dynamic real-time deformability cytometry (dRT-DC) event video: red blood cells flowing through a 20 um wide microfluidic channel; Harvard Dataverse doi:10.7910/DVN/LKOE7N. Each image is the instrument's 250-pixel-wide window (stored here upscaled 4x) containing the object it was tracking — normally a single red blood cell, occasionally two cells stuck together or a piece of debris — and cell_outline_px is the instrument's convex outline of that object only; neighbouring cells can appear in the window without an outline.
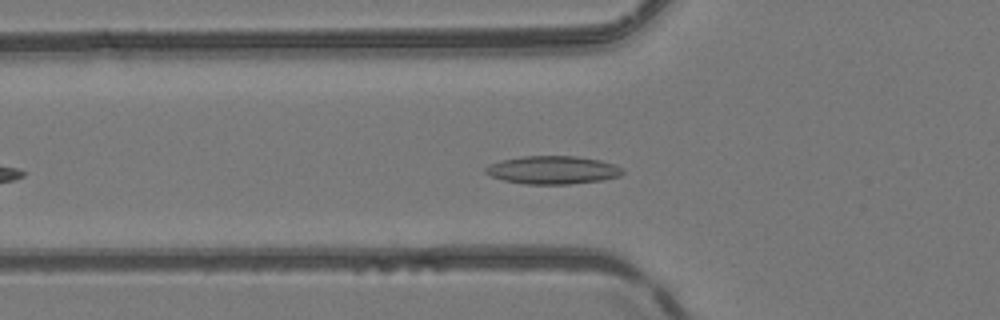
{"species": "common noctule bat (a hibernating species)", "species_latin": "Nyctalus noctula", "temperature_condition": "room temperature", "stored_images_in_passage": 39, "camera_frame_rate_fps": 3000, "um_per_image_px": 0.085, "animal": {"sex": "female", "body_mass_g": 24.6, "forearm_length_mm": 56.2}, "frame": {"image": 1, "passage_image": 9, "time_ms": 2.667, "image_size_px": [1000, 320], "cell_outline_px": [[624, 172], [620, 176], [600, 180], [568, 184], [524, 184], [504, 180], [492, 176], [484, 172], [484, 168], [488, 164], [500, 160], [520, 156], [576, 156], [600, 160], [616, 164], [624, 168]], "centroid_in_image_um": [46.98, 14.44], "position_along_channel_um": 78.8, "area_um2": 22.6}}
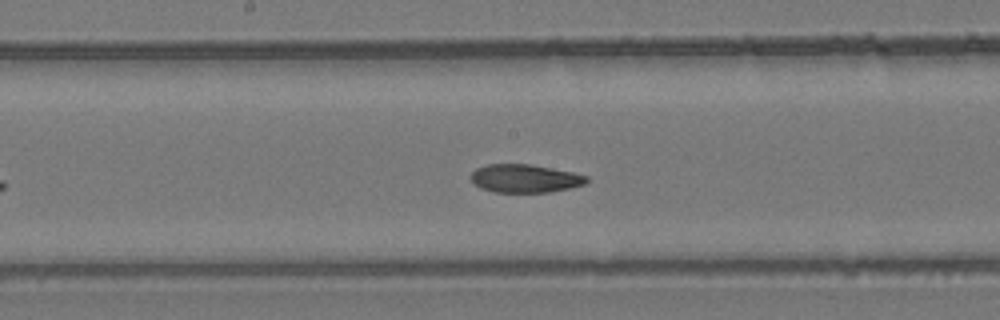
{"frame": {"image": 2, "passage_image": 18, "time_ms": 5.667, "image_size_px": [1000, 320], "cell_outline_px": [[588, 180], [584, 184], [568, 188], [548, 192], [492, 192], [480, 188], [468, 176], [476, 168], [488, 164], [532, 164], [572, 172], [588, 176]], "centroid_in_image_um": [44.58, 15.16], "position_along_channel_um": 203.6, "area_um2": 19.02}}
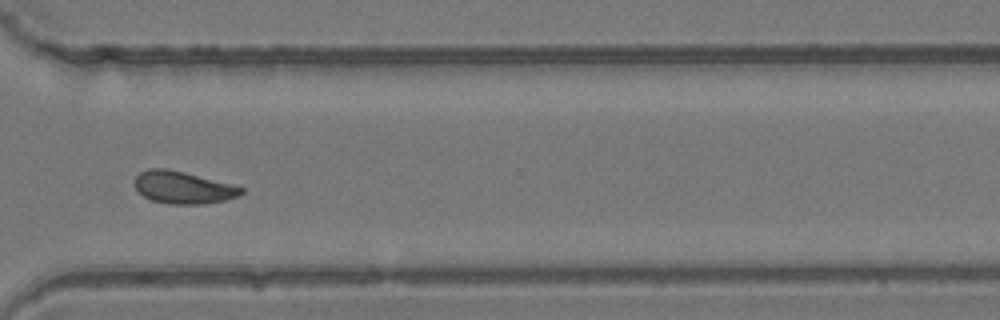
{"frame": {"image": 3, "passage_image": 29, "time_ms": 9.333, "image_size_px": [1000, 320], "cell_outline_px": [[244, 192], [236, 196], [224, 200], [204, 204], [168, 204], [152, 200], [144, 196], [136, 188], [136, 176], [140, 172], [148, 168], [164, 168], [184, 172], [232, 184], [244, 188]], "centroid_in_image_um": [15.56, 15.93], "position_along_channel_um": 355.0, "area_um2": 19.83}, "authors_computed_cell_mechanics": {"area_um2": 19.8254, "velocity_mm_per_s": 4.1375, "shape_relaxation_time_tau1_ms": null, "shape_relaxation_time_tau2_ms": 2.0742, "deformation_change_tau1": null, "deformation_change_tau2": 0.068}}